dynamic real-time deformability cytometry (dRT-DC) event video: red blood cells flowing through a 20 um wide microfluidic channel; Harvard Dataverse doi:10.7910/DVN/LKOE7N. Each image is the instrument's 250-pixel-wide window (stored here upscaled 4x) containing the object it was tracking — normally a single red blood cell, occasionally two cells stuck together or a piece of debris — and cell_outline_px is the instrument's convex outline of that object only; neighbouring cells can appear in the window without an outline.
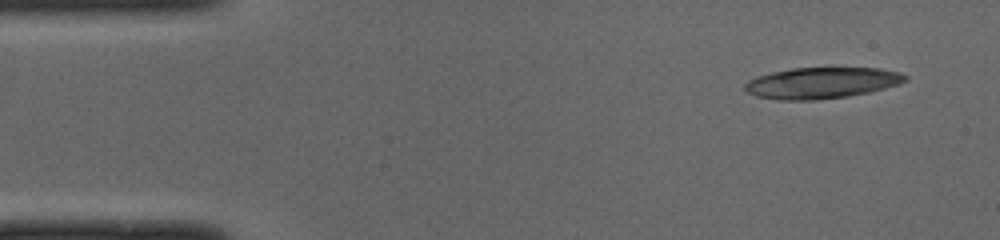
{"species": "common noctule bat (a hibernating species)", "species_latin": "Nyctalus noctula", "temperature_condition": "cold", "stored_images_in_passage": 47, "camera_frame_rate_fps": 3000, "um_per_image_px": 0.085, "animal": {"sex": "male", "body_mass_g": 19.0, "forearm_length_mm": 50.8}, "frame": {"image": 1, "passage_image": 1, "time_ms": 0.0, "image_size_px": [1000, 240], "cell_outline_px": [[908, 80], [900, 84], [868, 92], [848, 96], [812, 100], [780, 100], [756, 96], [748, 92], [744, 88], [744, 84], [748, 80], [756, 76], [772, 72], [792, 68], [880, 68], [900, 72], [908, 76]], "centroid_in_image_um": [69.85, 7.04], "position_along_channel_um": 15.2, "area_um2": 29.13}}
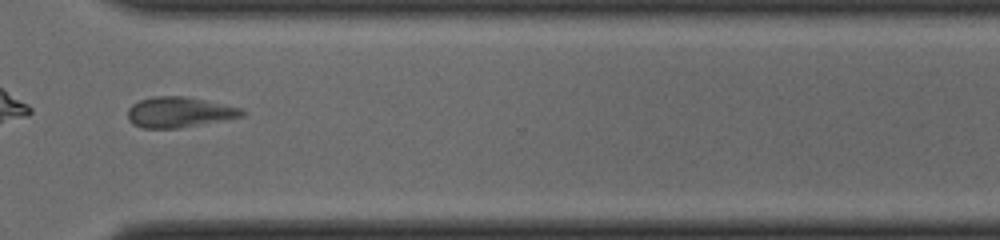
{"frame": {"image": 2, "passage_image": 34, "time_ms": 11.0, "image_size_px": [1000, 240], "cell_outline_px": [[244, 116], [180, 128], [140, 128], [132, 124], [128, 120], [128, 108], [132, 104], [140, 100], [156, 96], [184, 96], [244, 108]], "centroid_in_image_um": [15.22, 9.54], "position_along_channel_um": 355.4, "area_um2": 20.29}}
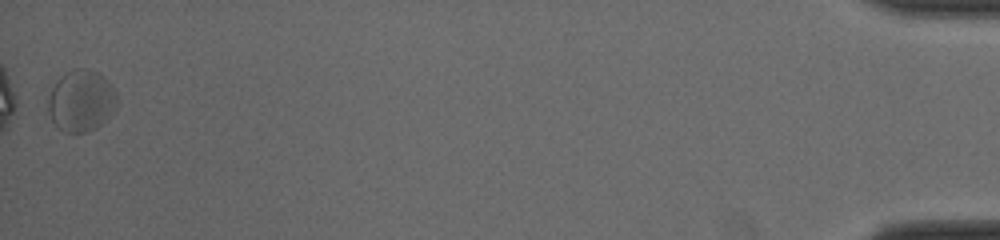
{"frame": {"image": 3, "passage_image": 47, "time_ms": 15.333, "image_size_px": [1000, 240], "cell_outline_px": [[116, 108], [96, 128], [88, 132], [64, 132], [56, 128], [48, 112], [48, 96], [56, 80], [64, 72], [76, 68], [80, 68], [96, 72], [104, 76], [108, 80], [116, 92]], "centroid_in_image_um": [6.87, 8.56], "position_along_channel_um": 428.3, "area_um2": 24.8}, "authors_computed_cell_mechanics": {"area_um2": 21.1548, "velocity_mm_per_s": 3.9775, "shape_relaxation_time_tau1_ms": null, "shape_relaxation_time_tau2_ms": 5.048, "deformation_change_tau1": null, "deformation_change_tau2": 0.1214}}